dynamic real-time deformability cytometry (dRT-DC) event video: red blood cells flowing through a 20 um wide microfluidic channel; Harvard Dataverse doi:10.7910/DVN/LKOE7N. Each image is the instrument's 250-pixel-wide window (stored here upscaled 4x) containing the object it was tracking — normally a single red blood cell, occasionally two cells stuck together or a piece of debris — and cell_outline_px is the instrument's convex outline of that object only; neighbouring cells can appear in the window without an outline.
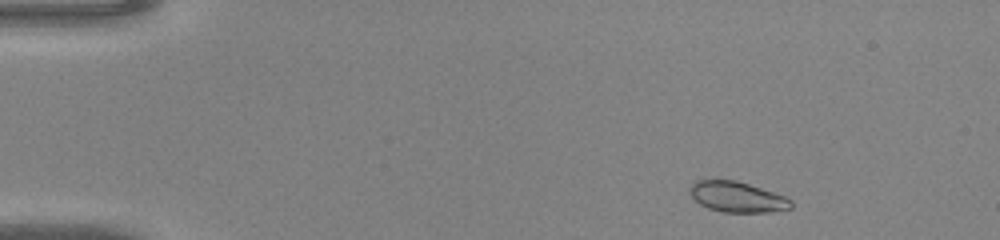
{"species": "common noctule bat (a hibernating species)", "species_latin": "Nyctalus noctula", "temperature_condition": "warm", "stored_images_in_passage": 43, "camera_frame_rate_fps": 3000, "um_per_image_px": 0.085, "animal": {"sex": "male", "body_mass_g": 20.0, "forearm_length_mm": 53.3}, "frame": {"image": 1, "passage_image": 3, "time_ms": 0.667, "image_size_px": [1000, 240], "cell_outline_px": [[792, 208], [768, 212], [724, 212], [708, 208], [700, 204], [688, 192], [688, 188], [696, 180], [736, 180], [784, 196], [792, 200]], "centroid_in_image_um": [62.63, 16.74], "position_along_channel_um": 22.4, "area_um2": 17.86}}
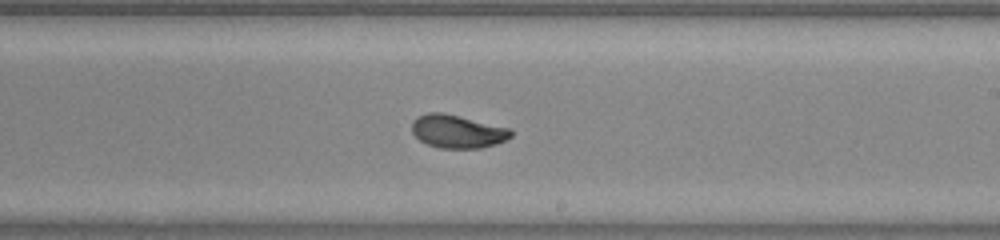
{"frame": {"image": 2, "passage_image": 25, "time_ms": 8.0, "image_size_px": [1000, 240], "cell_outline_px": [[512, 136], [496, 144], [480, 148], [440, 148], [428, 144], [420, 140], [412, 132], [412, 120], [416, 116], [428, 112], [440, 112], [508, 128], [512, 132]], "centroid_in_image_um": [38.83, 11.17], "position_along_channel_um": 250.2, "area_um2": 18.84}}
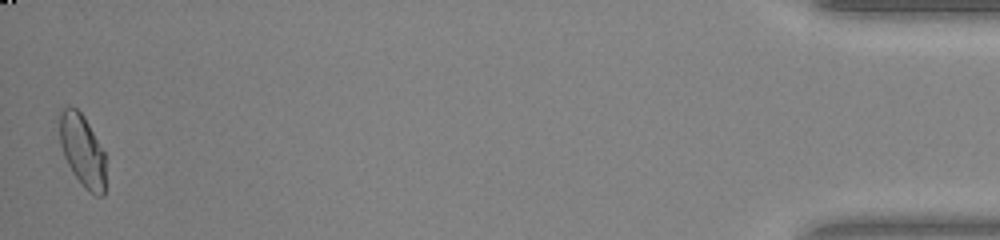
{"frame": {"image": 3, "passage_image": 43, "time_ms": 14.0, "image_size_px": [1000, 240], "cell_outline_px": [[104, 196], [96, 196], [88, 192], [84, 188], [72, 172], [64, 156], [60, 144], [60, 112], [64, 108], [76, 108], [84, 116], [104, 152]], "centroid_in_image_um": [7.0, 12.83], "position_along_channel_um": 428.2, "area_um2": 19.07}}